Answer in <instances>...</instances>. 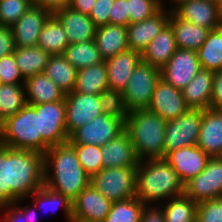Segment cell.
<instances>
[{
    "label": "cell",
    "instance_id": "obj_31",
    "mask_svg": "<svg viewBox=\"0 0 222 222\" xmlns=\"http://www.w3.org/2000/svg\"><path fill=\"white\" fill-rule=\"evenodd\" d=\"M37 46L50 55H64L68 38L59 20L52 14L41 29Z\"/></svg>",
    "mask_w": 222,
    "mask_h": 222
},
{
    "label": "cell",
    "instance_id": "obj_21",
    "mask_svg": "<svg viewBox=\"0 0 222 222\" xmlns=\"http://www.w3.org/2000/svg\"><path fill=\"white\" fill-rule=\"evenodd\" d=\"M197 146L210 158L222 156V110H203Z\"/></svg>",
    "mask_w": 222,
    "mask_h": 222
},
{
    "label": "cell",
    "instance_id": "obj_34",
    "mask_svg": "<svg viewBox=\"0 0 222 222\" xmlns=\"http://www.w3.org/2000/svg\"><path fill=\"white\" fill-rule=\"evenodd\" d=\"M25 84H0V121L14 116L26 104Z\"/></svg>",
    "mask_w": 222,
    "mask_h": 222
},
{
    "label": "cell",
    "instance_id": "obj_46",
    "mask_svg": "<svg viewBox=\"0 0 222 222\" xmlns=\"http://www.w3.org/2000/svg\"><path fill=\"white\" fill-rule=\"evenodd\" d=\"M114 1L115 0H96L88 16L97 28L109 24V14H111V5Z\"/></svg>",
    "mask_w": 222,
    "mask_h": 222
},
{
    "label": "cell",
    "instance_id": "obj_44",
    "mask_svg": "<svg viewBox=\"0 0 222 222\" xmlns=\"http://www.w3.org/2000/svg\"><path fill=\"white\" fill-rule=\"evenodd\" d=\"M25 84L13 54L0 58V84Z\"/></svg>",
    "mask_w": 222,
    "mask_h": 222
},
{
    "label": "cell",
    "instance_id": "obj_15",
    "mask_svg": "<svg viewBox=\"0 0 222 222\" xmlns=\"http://www.w3.org/2000/svg\"><path fill=\"white\" fill-rule=\"evenodd\" d=\"M172 12L182 20L210 30L222 26L220 0H189L177 6Z\"/></svg>",
    "mask_w": 222,
    "mask_h": 222
},
{
    "label": "cell",
    "instance_id": "obj_6",
    "mask_svg": "<svg viewBox=\"0 0 222 222\" xmlns=\"http://www.w3.org/2000/svg\"><path fill=\"white\" fill-rule=\"evenodd\" d=\"M137 167L103 168L91 176L90 184L111 202L136 195Z\"/></svg>",
    "mask_w": 222,
    "mask_h": 222
},
{
    "label": "cell",
    "instance_id": "obj_25",
    "mask_svg": "<svg viewBox=\"0 0 222 222\" xmlns=\"http://www.w3.org/2000/svg\"><path fill=\"white\" fill-rule=\"evenodd\" d=\"M214 72L201 69L181 91L190 109H210Z\"/></svg>",
    "mask_w": 222,
    "mask_h": 222
},
{
    "label": "cell",
    "instance_id": "obj_16",
    "mask_svg": "<svg viewBox=\"0 0 222 222\" xmlns=\"http://www.w3.org/2000/svg\"><path fill=\"white\" fill-rule=\"evenodd\" d=\"M189 107L185 103L181 89L173 87L162 78L157 82L147 110L166 121L176 119Z\"/></svg>",
    "mask_w": 222,
    "mask_h": 222
},
{
    "label": "cell",
    "instance_id": "obj_17",
    "mask_svg": "<svg viewBox=\"0 0 222 222\" xmlns=\"http://www.w3.org/2000/svg\"><path fill=\"white\" fill-rule=\"evenodd\" d=\"M185 184L198 176L207 166L210 157L197 145L185 146L169 152L164 158Z\"/></svg>",
    "mask_w": 222,
    "mask_h": 222
},
{
    "label": "cell",
    "instance_id": "obj_2",
    "mask_svg": "<svg viewBox=\"0 0 222 222\" xmlns=\"http://www.w3.org/2000/svg\"><path fill=\"white\" fill-rule=\"evenodd\" d=\"M44 171V185L71 201L90 185L91 176L82 168L69 141L48 148L44 154Z\"/></svg>",
    "mask_w": 222,
    "mask_h": 222
},
{
    "label": "cell",
    "instance_id": "obj_42",
    "mask_svg": "<svg viewBox=\"0 0 222 222\" xmlns=\"http://www.w3.org/2000/svg\"><path fill=\"white\" fill-rule=\"evenodd\" d=\"M161 0H128V12L130 24L144 21L153 17L162 8H164Z\"/></svg>",
    "mask_w": 222,
    "mask_h": 222
},
{
    "label": "cell",
    "instance_id": "obj_29",
    "mask_svg": "<svg viewBox=\"0 0 222 222\" xmlns=\"http://www.w3.org/2000/svg\"><path fill=\"white\" fill-rule=\"evenodd\" d=\"M13 55L24 80L33 75L44 73L51 56L39 46L15 47Z\"/></svg>",
    "mask_w": 222,
    "mask_h": 222
},
{
    "label": "cell",
    "instance_id": "obj_35",
    "mask_svg": "<svg viewBox=\"0 0 222 222\" xmlns=\"http://www.w3.org/2000/svg\"><path fill=\"white\" fill-rule=\"evenodd\" d=\"M64 56L77 70L104 62L94 39L86 43L69 44Z\"/></svg>",
    "mask_w": 222,
    "mask_h": 222
},
{
    "label": "cell",
    "instance_id": "obj_13",
    "mask_svg": "<svg viewBox=\"0 0 222 222\" xmlns=\"http://www.w3.org/2000/svg\"><path fill=\"white\" fill-rule=\"evenodd\" d=\"M201 69L197 51L177 48L160 71L164 81L182 90Z\"/></svg>",
    "mask_w": 222,
    "mask_h": 222
},
{
    "label": "cell",
    "instance_id": "obj_19",
    "mask_svg": "<svg viewBox=\"0 0 222 222\" xmlns=\"http://www.w3.org/2000/svg\"><path fill=\"white\" fill-rule=\"evenodd\" d=\"M167 11L162 8L151 18L129 24L127 26L129 49L142 53L153 38L168 24L170 9Z\"/></svg>",
    "mask_w": 222,
    "mask_h": 222
},
{
    "label": "cell",
    "instance_id": "obj_30",
    "mask_svg": "<svg viewBox=\"0 0 222 222\" xmlns=\"http://www.w3.org/2000/svg\"><path fill=\"white\" fill-rule=\"evenodd\" d=\"M107 89L109 84L105 61L77 71L73 92L98 95Z\"/></svg>",
    "mask_w": 222,
    "mask_h": 222
},
{
    "label": "cell",
    "instance_id": "obj_41",
    "mask_svg": "<svg viewBox=\"0 0 222 222\" xmlns=\"http://www.w3.org/2000/svg\"><path fill=\"white\" fill-rule=\"evenodd\" d=\"M31 5V0H0V26L12 27Z\"/></svg>",
    "mask_w": 222,
    "mask_h": 222
},
{
    "label": "cell",
    "instance_id": "obj_49",
    "mask_svg": "<svg viewBox=\"0 0 222 222\" xmlns=\"http://www.w3.org/2000/svg\"><path fill=\"white\" fill-rule=\"evenodd\" d=\"M210 109L222 110V69L214 72Z\"/></svg>",
    "mask_w": 222,
    "mask_h": 222
},
{
    "label": "cell",
    "instance_id": "obj_3",
    "mask_svg": "<svg viewBox=\"0 0 222 222\" xmlns=\"http://www.w3.org/2000/svg\"><path fill=\"white\" fill-rule=\"evenodd\" d=\"M183 194L184 183L165 159L139 160L135 197L141 202L147 205Z\"/></svg>",
    "mask_w": 222,
    "mask_h": 222
},
{
    "label": "cell",
    "instance_id": "obj_9",
    "mask_svg": "<svg viewBox=\"0 0 222 222\" xmlns=\"http://www.w3.org/2000/svg\"><path fill=\"white\" fill-rule=\"evenodd\" d=\"M125 130V122L119 118L101 114L76 129L70 136L71 144H89L102 147Z\"/></svg>",
    "mask_w": 222,
    "mask_h": 222
},
{
    "label": "cell",
    "instance_id": "obj_20",
    "mask_svg": "<svg viewBox=\"0 0 222 222\" xmlns=\"http://www.w3.org/2000/svg\"><path fill=\"white\" fill-rule=\"evenodd\" d=\"M61 23L68 43H86L94 39L97 27L88 15L67 6L53 14Z\"/></svg>",
    "mask_w": 222,
    "mask_h": 222
},
{
    "label": "cell",
    "instance_id": "obj_23",
    "mask_svg": "<svg viewBox=\"0 0 222 222\" xmlns=\"http://www.w3.org/2000/svg\"><path fill=\"white\" fill-rule=\"evenodd\" d=\"M103 168L137 167L139 159L128 133L124 130L101 147Z\"/></svg>",
    "mask_w": 222,
    "mask_h": 222
},
{
    "label": "cell",
    "instance_id": "obj_5",
    "mask_svg": "<svg viewBox=\"0 0 222 222\" xmlns=\"http://www.w3.org/2000/svg\"><path fill=\"white\" fill-rule=\"evenodd\" d=\"M0 144L44 155L50 146L42 139L39 112L32 105L26 104L14 116L2 122Z\"/></svg>",
    "mask_w": 222,
    "mask_h": 222
},
{
    "label": "cell",
    "instance_id": "obj_22",
    "mask_svg": "<svg viewBox=\"0 0 222 222\" xmlns=\"http://www.w3.org/2000/svg\"><path fill=\"white\" fill-rule=\"evenodd\" d=\"M141 53L128 49L105 60L109 89L123 92L135 67L141 62Z\"/></svg>",
    "mask_w": 222,
    "mask_h": 222
},
{
    "label": "cell",
    "instance_id": "obj_40",
    "mask_svg": "<svg viewBox=\"0 0 222 222\" xmlns=\"http://www.w3.org/2000/svg\"><path fill=\"white\" fill-rule=\"evenodd\" d=\"M99 101L103 114L126 121L128 111L123 102L122 92L111 89L104 90L99 94Z\"/></svg>",
    "mask_w": 222,
    "mask_h": 222
},
{
    "label": "cell",
    "instance_id": "obj_18",
    "mask_svg": "<svg viewBox=\"0 0 222 222\" xmlns=\"http://www.w3.org/2000/svg\"><path fill=\"white\" fill-rule=\"evenodd\" d=\"M52 14L41 6L31 5L11 27L15 47L37 46L39 34Z\"/></svg>",
    "mask_w": 222,
    "mask_h": 222
},
{
    "label": "cell",
    "instance_id": "obj_39",
    "mask_svg": "<svg viewBox=\"0 0 222 222\" xmlns=\"http://www.w3.org/2000/svg\"><path fill=\"white\" fill-rule=\"evenodd\" d=\"M82 168L92 176L103 169L101 147L89 144H72Z\"/></svg>",
    "mask_w": 222,
    "mask_h": 222
},
{
    "label": "cell",
    "instance_id": "obj_26",
    "mask_svg": "<svg viewBox=\"0 0 222 222\" xmlns=\"http://www.w3.org/2000/svg\"><path fill=\"white\" fill-rule=\"evenodd\" d=\"M104 61L128 50L127 27L107 24L96 29L94 36Z\"/></svg>",
    "mask_w": 222,
    "mask_h": 222
},
{
    "label": "cell",
    "instance_id": "obj_11",
    "mask_svg": "<svg viewBox=\"0 0 222 222\" xmlns=\"http://www.w3.org/2000/svg\"><path fill=\"white\" fill-rule=\"evenodd\" d=\"M39 112L42 139L51 147L69 140L66 131L65 98L60 101L30 104Z\"/></svg>",
    "mask_w": 222,
    "mask_h": 222
},
{
    "label": "cell",
    "instance_id": "obj_14",
    "mask_svg": "<svg viewBox=\"0 0 222 222\" xmlns=\"http://www.w3.org/2000/svg\"><path fill=\"white\" fill-rule=\"evenodd\" d=\"M112 202L91 184L72 201V222H104Z\"/></svg>",
    "mask_w": 222,
    "mask_h": 222
},
{
    "label": "cell",
    "instance_id": "obj_50",
    "mask_svg": "<svg viewBox=\"0 0 222 222\" xmlns=\"http://www.w3.org/2000/svg\"><path fill=\"white\" fill-rule=\"evenodd\" d=\"M33 5L41 6L49 13L54 14L69 6L70 0H31Z\"/></svg>",
    "mask_w": 222,
    "mask_h": 222
},
{
    "label": "cell",
    "instance_id": "obj_48",
    "mask_svg": "<svg viewBox=\"0 0 222 222\" xmlns=\"http://www.w3.org/2000/svg\"><path fill=\"white\" fill-rule=\"evenodd\" d=\"M15 44L11 27L0 26V58L13 54Z\"/></svg>",
    "mask_w": 222,
    "mask_h": 222
},
{
    "label": "cell",
    "instance_id": "obj_52",
    "mask_svg": "<svg viewBox=\"0 0 222 222\" xmlns=\"http://www.w3.org/2000/svg\"><path fill=\"white\" fill-rule=\"evenodd\" d=\"M96 0H70L69 7L82 14L89 15Z\"/></svg>",
    "mask_w": 222,
    "mask_h": 222
},
{
    "label": "cell",
    "instance_id": "obj_32",
    "mask_svg": "<svg viewBox=\"0 0 222 222\" xmlns=\"http://www.w3.org/2000/svg\"><path fill=\"white\" fill-rule=\"evenodd\" d=\"M77 69L73 67L64 55H51L44 73L65 93L74 90Z\"/></svg>",
    "mask_w": 222,
    "mask_h": 222
},
{
    "label": "cell",
    "instance_id": "obj_33",
    "mask_svg": "<svg viewBox=\"0 0 222 222\" xmlns=\"http://www.w3.org/2000/svg\"><path fill=\"white\" fill-rule=\"evenodd\" d=\"M197 55L202 69L212 72L222 69V26L210 30Z\"/></svg>",
    "mask_w": 222,
    "mask_h": 222
},
{
    "label": "cell",
    "instance_id": "obj_51",
    "mask_svg": "<svg viewBox=\"0 0 222 222\" xmlns=\"http://www.w3.org/2000/svg\"><path fill=\"white\" fill-rule=\"evenodd\" d=\"M140 222H166L163 210L158 207H144Z\"/></svg>",
    "mask_w": 222,
    "mask_h": 222
},
{
    "label": "cell",
    "instance_id": "obj_47",
    "mask_svg": "<svg viewBox=\"0 0 222 222\" xmlns=\"http://www.w3.org/2000/svg\"><path fill=\"white\" fill-rule=\"evenodd\" d=\"M109 24L127 27L130 24L128 0H115L111 5Z\"/></svg>",
    "mask_w": 222,
    "mask_h": 222
},
{
    "label": "cell",
    "instance_id": "obj_1",
    "mask_svg": "<svg viewBox=\"0 0 222 222\" xmlns=\"http://www.w3.org/2000/svg\"><path fill=\"white\" fill-rule=\"evenodd\" d=\"M44 155L0 144V206L29 197L44 185Z\"/></svg>",
    "mask_w": 222,
    "mask_h": 222
},
{
    "label": "cell",
    "instance_id": "obj_12",
    "mask_svg": "<svg viewBox=\"0 0 222 222\" xmlns=\"http://www.w3.org/2000/svg\"><path fill=\"white\" fill-rule=\"evenodd\" d=\"M66 131L70 136L76 129L103 114L99 94L70 92L65 94Z\"/></svg>",
    "mask_w": 222,
    "mask_h": 222
},
{
    "label": "cell",
    "instance_id": "obj_10",
    "mask_svg": "<svg viewBox=\"0 0 222 222\" xmlns=\"http://www.w3.org/2000/svg\"><path fill=\"white\" fill-rule=\"evenodd\" d=\"M184 194L197 204L222 197V156L210 158L206 168L184 184Z\"/></svg>",
    "mask_w": 222,
    "mask_h": 222
},
{
    "label": "cell",
    "instance_id": "obj_24",
    "mask_svg": "<svg viewBox=\"0 0 222 222\" xmlns=\"http://www.w3.org/2000/svg\"><path fill=\"white\" fill-rule=\"evenodd\" d=\"M174 31L168 23L141 53L142 61L162 69L176 52Z\"/></svg>",
    "mask_w": 222,
    "mask_h": 222
},
{
    "label": "cell",
    "instance_id": "obj_45",
    "mask_svg": "<svg viewBox=\"0 0 222 222\" xmlns=\"http://www.w3.org/2000/svg\"><path fill=\"white\" fill-rule=\"evenodd\" d=\"M20 200L22 199H19L15 203L0 206V211L6 210L8 212H5L4 218H2L4 222H34L36 220V212L34 209H30L29 205L20 208L17 207V203L21 202Z\"/></svg>",
    "mask_w": 222,
    "mask_h": 222
},
{
    "label": "cell",
    "instance_id": "obj_37",
    "mask_svg": "<svg viewBox=\"0 0 222 222\" xmlns=\"http://www.w3.org/2000/svg\"><path fill=\"white\" fill-rule=\"evenodd\" d=\"M145 204L136 197L112 202L104 222H140Z\"/></svg>",
    "mask_w": 222,
    "mask_h": 222
},
{
    "label": "cell",
    "instance_id": "obj_28",
    "mask_svg": "<svg viewBox=\"0 0 222 222\" xmlns=\"http://www.w3.org/2000/svg\"><path fill=\"white\" fill-rule=\"evenodd\" d=\"M25 91L27 104L51 103L65 98V93L45 73L27 78Z\"/></svg>",
    "mask_w": 222,
    "mask_h": 222
},
{
    "label": "cell",
    "instance_id": "obj_53",
    "mask_svg": "<svg viewBox=\"0 0 222 222\" xmlns=\"http://www.w3.org/2000/svg\"><path fill=\"white\" fill-rule=\"evenodd\" d=\"M172 3L174 2L175 3V6L173 5L174 8H171L170 11H173L177 6H179L180 4L184 3V2H187L189 0H171Z\"/></svg>",
    "mask_w": 222,
    "mask_h": 222
},
{
    "label": "cell",
    "instance_id": "obj_38",
    "mask_svg": "<svg viewBox=\"0 0 222 222\" xmlns=\"http://www.w3.org/2000/svg\"><path fill=\"white\" fill-rule=\"evenodd\" d=\"M30 196L34 197L35 202H32L30 205L34 206L36 204L37 207H46L47 211L48 209L62 207L65 217L69 222H72V201L68 197L63 196L46 185L34 191Z\"/></svg>",
    "mask_w": 222,
    "mask_h": 222
},
{
    "label": "cell",
    "instance_id": "obj_8",
    "mask_svg": "<svg viewBox=\"0 0 222 222\" xmlns=\"http://www.w3.org/2000/svg\"><path fill=\"white\" fill-rule=\"evenodd\" d=\"M202 115V109L189 108L176 119L166 121L164 134L165 156L179 148L197 145Z\"/></svg>",
    "mask_w": 222,
    "mask_h": 222
},
{
    "label": "cell",
    "instance_id": "obj_54",
    "mask_svg": "<svg viewBox=\"0 0 222 222\" xmlns=\"http://www.w3.org/2000/svg\"><path fill=\"white\" fill-rule=\"evenodd\" d=\"M1 130H2V123L0 121V134H1Z\"/></svg>",
    "mask_w": 222,
    "mask_h": 222
},
{
    "label": "cell",
    "instance_id": "obj_7",
    "mask_svg": "<svg viewBox=\"0 0 222 222\" xmlns=\"http://www.w3.org/2000/svg\"><path fill=\"white\" fill-rule=\"evenodd\" d=\"M160 78V69L141 60L135 67L126 88L122 92L126 110L130 112L147 109Z\"/></svg>",
    "mask_w": 222,
    "mask_h": 222
},
{
    "label": "cell",
    "instance_id": "obj_36",
    "mask_svg": "<svg viewBox=\"0 0 222 222\" xmlns=\"http://www.w3.org/2000/svg\"><path fill=\"white\" fill-rule=\"evenodd\" d=\"M162 210L166 222H196L197 203L185 194L169 199Z\"/></svg>",
    "mask_w": 222,
    "mask_h": 222
},
{
    "label": "cell",
    "instance_id": "obj_27",
    "mask_svg": "<svg viewBox=\"0 0 222 222\" xmlns=\"http://www.w3.org/2000/svg\"><path fill=\"white\" fill-rule=\"evenodd\" d=\"M168 23L171 25L177 48L197 51L206 41L210 29L182 20L170 11Z\"/></svg>",
    "mask_w": 222,
    "mask_h": 222
},
{
    "label": "cell",
    "instance_id": "obj_43",
    "mask_svg": "<svg viewBox=\"0 0 222 222\" xmlns=\"http://www.w3.org/2000/svg\"><path fill=\"white\" fill-rule=\"evenodd\" d=\"M196 222H222V197L198 203Z\"/></svg>",
    "mask_w": 222,
    "mask_h": 222
},
{
    "label": "cell",
    "instance_id": "obj_4",
    "mask_svg": "<svg viewBox=\"0 0 222 222\" xmlns=\"http://www.w3.org/2000/svg\"><path fill=\"white\" fill-rule=\"evenodd\" d=\"M166 120L147 109L128 112L125 131L139 160L164 159Z\"/></svg>",
    "mask_w": 222,
    "mask_h": 222
}]
</instances>
